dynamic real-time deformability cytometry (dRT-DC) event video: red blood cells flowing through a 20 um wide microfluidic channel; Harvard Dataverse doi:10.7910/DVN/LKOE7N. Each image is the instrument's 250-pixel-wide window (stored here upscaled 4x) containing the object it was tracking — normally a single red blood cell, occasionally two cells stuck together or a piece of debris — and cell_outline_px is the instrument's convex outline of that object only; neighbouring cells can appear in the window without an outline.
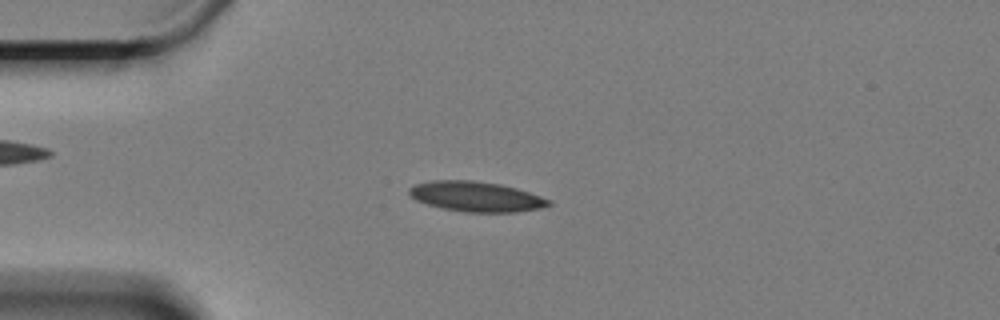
{"species": "Egyptian fruit bat (a non-hibernating species)", "species_latin": "Rousettus aegyptiacus", "temperature_condition": "cold", "stored_images_in_passage": 54, "camera_frame_rate_fps": 3000, "um_per_image_px": 0.085, "animal": {"sex": "female"}, "frame": {"image": 1, "passage_image": 11, "time_ms": 3.333, "image_size_px": [1000, 320], "cell_outline_px": [[552, 204], [540, 208], [516, 212], [468, 212], [444, 208], [428, 204], [416, 200], [408, 192], [408, 188], [416, 184], [432, 180], [472, 180], [500, 184], [516, 188], [552, 200]], "centroid_in_image_um": [40.48, 16.7], "position_along_channel_um": 44.5, "area_um2": 24.28}}
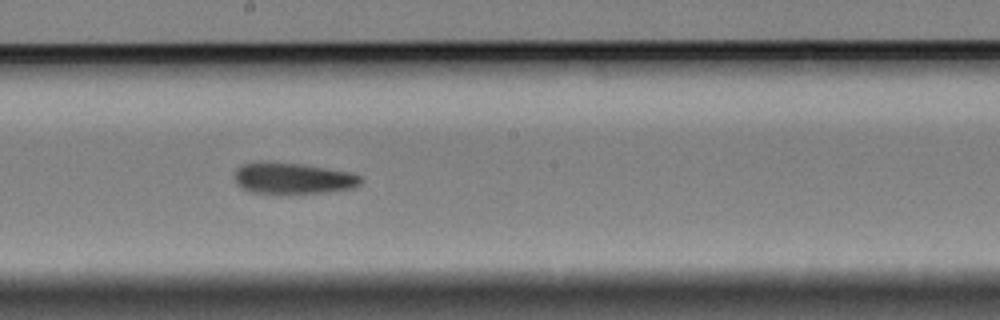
{"frame": {"image": 2, "passage_image": 29, "time_ms": 9.333, "image_size_px": [1000, 320], "cell_outline_px": [[364, 184], [356, 188], [328, 192], [280, 196], [252, 192], [240, 188], [236, 184], [236, 168], [244, 164], [264, 160], [268, 160], [304, 164], [352, 172], [364, 176]], "centroid_in_image_um": [24.96, 15.18], "position_along_channel_um": 223.2, "area_um2": 24.45}}
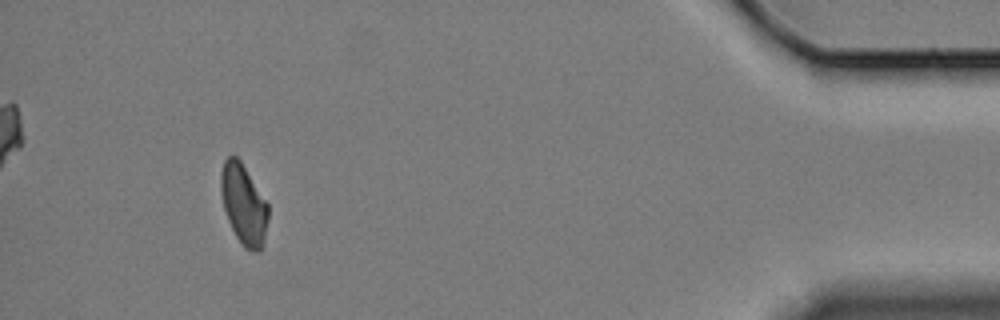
{"frame": {"image": 3, "passage_image": 52, "time_ms": 17.0, "image_size_px": [1000, 320], "cell_outline_px": [[268, 220], [264, 240], [260, 252], [252, 252], [244, 248], [240, 244], [228, 220], [224, 208], [220, 188], [220, 176], [224, 160], [232, 152], [240, 160], [268, 204]], "centroid_in_image_um": [20.71, 17.38], "position_along_channel_um": 414.5, "area_um2": 22.2}}